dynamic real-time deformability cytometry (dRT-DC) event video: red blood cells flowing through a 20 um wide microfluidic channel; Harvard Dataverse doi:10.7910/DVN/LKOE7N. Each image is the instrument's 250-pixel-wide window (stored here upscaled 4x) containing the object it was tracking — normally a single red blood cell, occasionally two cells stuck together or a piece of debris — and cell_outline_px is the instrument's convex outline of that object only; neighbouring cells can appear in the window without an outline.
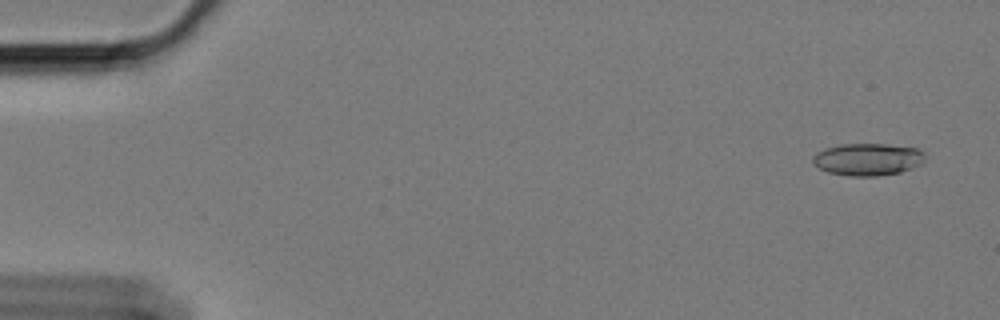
{"species": "Egyptian fruit bat (a non-hibernating species)", "species_latin": "Rousettus aegyptiacus", "temperature_condition": "cold", "stored_images_in_passage": 18, "camera_frame_rate_fps": 3000, "um_per_image_px": 0.085, "animal": {"sex": "female"}, "frame": {"image": 1, "passage_image": 3, "time_ms": 0.667, "image_size_px": [1000, 320], "cell_outline_px": [[924, 160], [920, 164], [900, 172], [876, 176], [848, 176], [828, 172], [820, 168], [812, 160], [812, 156], [816, 152], [824, 148], [840, 144], [888, 144], [916, 148], [924, 152]], "centroid_in_image_um": [73.73, 13.53], "position_along_channel_um": 11.3, "area_um2": 21.04}}
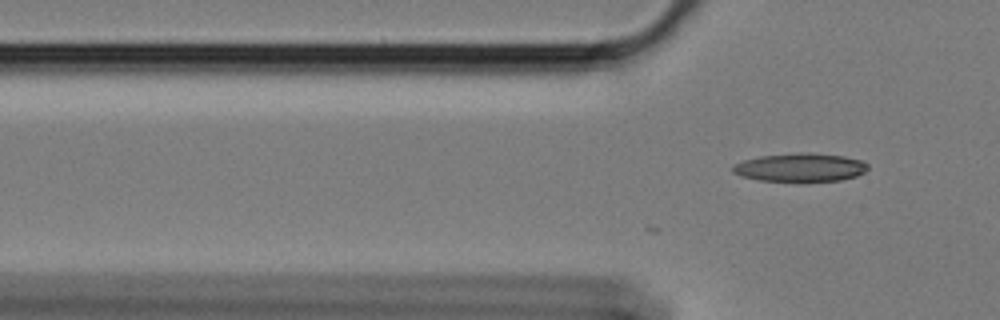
{"frame": {"image": 2, "passage_image": 18, "time_ms": 5.667, "image_size_px": [1000, 320], "cell_outline_px": [[868, 168], [864, 172], [856, 176], [840, 180], [796, 184], [760, 180], [740, 176], [732, 172], [732, 164], [744, 160], [760, 156], [796, 152], [812, 152], [844, 156], [860, 160], [868, 164]], "centroid_in_image_um": [67.99, 14.26], "position_along_channel_um": 57.8, "area_um2": 23.35}}